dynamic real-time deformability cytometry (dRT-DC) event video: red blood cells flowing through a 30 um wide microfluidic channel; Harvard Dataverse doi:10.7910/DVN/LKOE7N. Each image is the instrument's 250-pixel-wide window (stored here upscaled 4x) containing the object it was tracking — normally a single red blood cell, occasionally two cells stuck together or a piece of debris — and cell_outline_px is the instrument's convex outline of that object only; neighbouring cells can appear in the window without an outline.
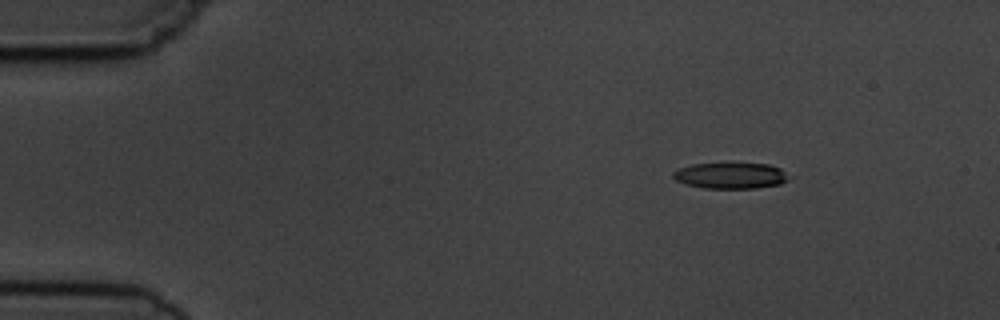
{"species": "common noctule bat (a hibernating species)", "species_latin": "Nyctalus noctula", "temperature_condition": "cold", "stored_images_in_passage": 4, "camera_frame_rate_fps": 3000, "um_per_image_px": 0.085, "animal": {"sex": "male", "body_mass_g": 19.5, "forearm_length_mm": 54.6}, "frame": {"image": 1, "passage_image": 2, "time_ms": 2.0, "image_size_px": [1000, 320], "cell_outline_px": [[796, 176], [780, 184], [756, 188], [704, 188], [684, 184], [676, 180], [672, 176], [672, 172], [676, 168], [692, 164], [728, 160], [732, 160], [768, 164], [780, 168]], "centroid_in_image_um": [62.14, 14.86], "position_along_channel_um": 22.9, "area_um2": 18.96}}